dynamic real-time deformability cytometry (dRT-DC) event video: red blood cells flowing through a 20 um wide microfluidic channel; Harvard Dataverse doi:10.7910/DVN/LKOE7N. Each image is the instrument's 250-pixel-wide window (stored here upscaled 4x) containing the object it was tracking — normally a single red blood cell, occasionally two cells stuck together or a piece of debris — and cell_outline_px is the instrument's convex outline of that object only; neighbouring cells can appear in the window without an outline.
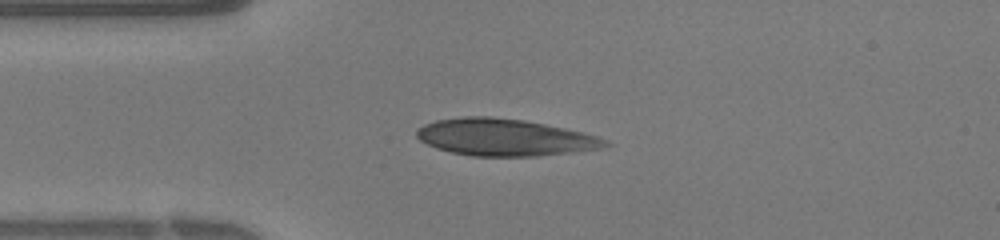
{"species": "human", "species_latin": "Homo sapiens", "temperature_condition": "warm", "stored_images_in_passage": 30, "camera_frame_rate_fps": 3000, "um_per_image_px": 0.085, "donor": {"sex": "female"}, "frame": {"image": 1, "passage_image": 1, "time_ms": 0.0, "image_size_px": [1000, 240], "cell_outline_px": [[612, 144], [608, 148], [540, 156], [472, 156], [452, 152], [436, 148], [420, 140], [416, 136], [416, 128], [424, 124], [436, 120], [460, 116], [492, 116], [524, 120], [584, 132], [608, 140]], "centroid_in_image_um": [42.93, 11.67], "position_along_channel_um": 42.1, "area_um2": 41.04}}
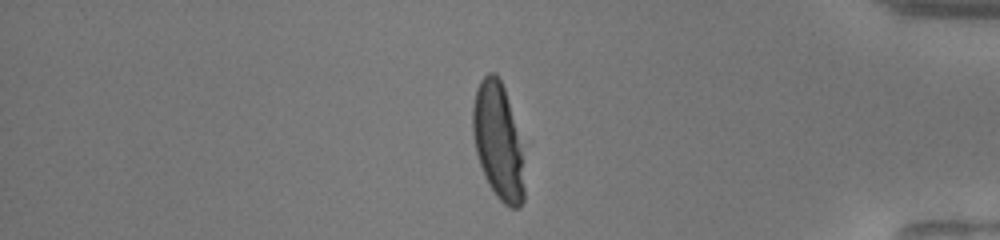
{"frame": {"image": 2, "passage_image": 24, "time_ms": 7.667, "image_size_px": [1000, 240], "cell_outline_px": [[524, 200], [520, 208], [512, 208], [504, 204], [496, 196], [488, 184], [484, 176], [476, 152], [472, 132], [472, 108], [476, 88], [480, 80], [488, 72], [496, 72], [504, 88], [508, 100], [520, 148], [524, 188]], "centroid_in_image_um": [42.29, 12.01], "position_along_channel_um": 392.9, "area_um2": 34.39}}
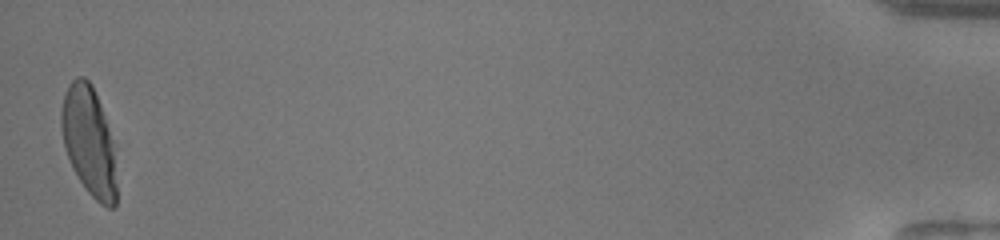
{"frame": {"image": 3, "passage_image": 30, "time_ms": 9.667, "image_size_px": [1000, 240], "cell_outline_px": [[116, 208], [108, 208], [100, 204], [88, 192], [72, 168], [64, 144], [60, 124], [60, 112], [64, 92], [68, 84], [76, 76], [84, 76], [92, 84], [116, 144]], "centroid_in_image_um": [7.59, 11.99], "position_along_channel_um": 427.6, "area_um2": 35.89}}